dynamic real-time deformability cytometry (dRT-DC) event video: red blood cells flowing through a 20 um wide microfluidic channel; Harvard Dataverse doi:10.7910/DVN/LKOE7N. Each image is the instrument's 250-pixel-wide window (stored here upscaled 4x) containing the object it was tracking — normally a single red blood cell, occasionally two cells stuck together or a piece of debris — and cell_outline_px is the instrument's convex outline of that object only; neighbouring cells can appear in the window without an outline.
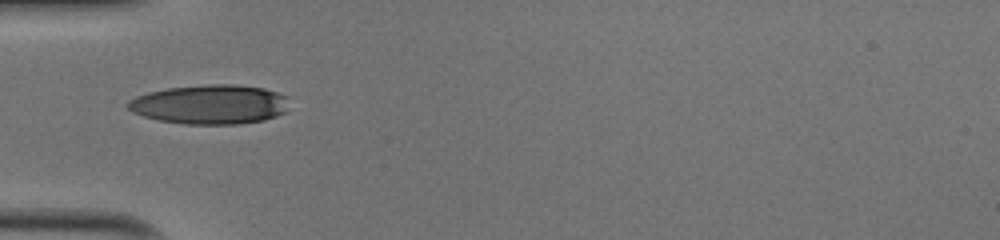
{"species": "human", "species_latin": "Homo sapiens", "temperature_condition": "cold", "stored_images_in_passage": 34, "camera_frame_rate_fps": 3000, "um_per_image_px": 0.085, "donor": {"sex": "male"}, "frame": {"image": 1, "passage_image": 1, "time_ms": 0.0, "image_size_px": [1000, 240], "cell_outline_px": [[288, 96], [284, 112], [276, 116], [264, 120], [240, 124], [184, 124], [160, 120], [144, 116], [132, 112], [124, 104], [128, 100], [136, 96], [148, 92], [168, 88], [208, 84], [232, 84], [264, 88]], "centroid_in_image_um": [17.82, 8.87], "position_along_channel_um": 67.2, "area_um2": 37.05}}
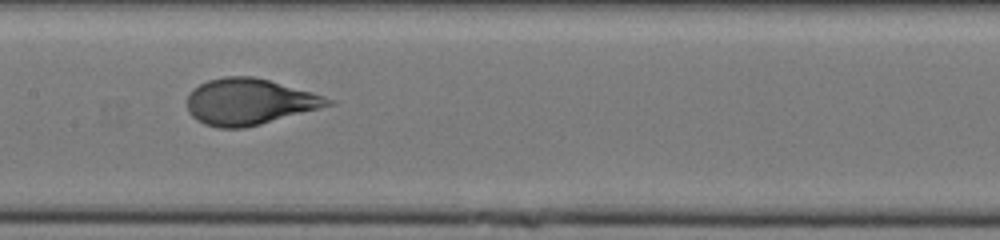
{"frame": {"image": 2, "passage_image": 10, "time_ms": 3.0, "image_size_px": [1000, 240], "cell_outline_px": [[336, 104], [260, 124], [244, 128], [216, 128], [204, 124], [196, 120], [188, 112], [188, 96], [200, 84], [208, 80], [224, 76], [252, 76], [268, 80], [312, 92], [336, 100]], "centroid_in_image_um": [21.21, 8.65], "position_along_channel_um": 186.2, "area_um2": 37.8}}
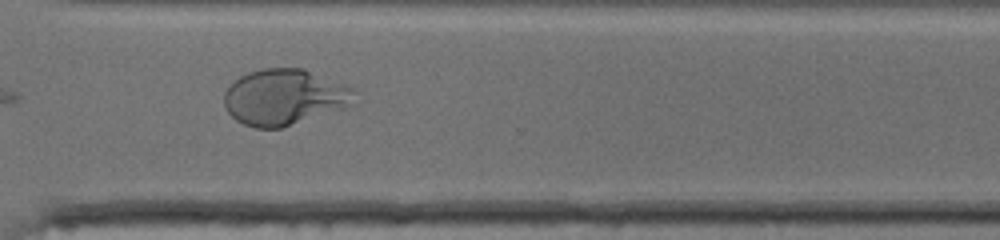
{"frame": {"image": 3, "passage_image": 22, "time_ms": 7.0, "image_size_px": [1000, 240], "cell_outline_px": [[356, 104], [280, 128], [256, 128], [244, 124], [236, 120], [228, 112], [224, 104], [224, 92], [240, 76], [248, 72], [264, 68], [304, 68], [356, 88]], "centroid_in_image_um": [24.22, 8.24], "position_along_channel_um": 346.4, "area_um2": 42.66}, "authors_computed_cell_mechanics": {"area_um2": 38.1191, "velocity_mm_per_s": 4.0084, "shape_relaxation_time_tau1_ms": 3.6744, "shape_relaxation_time_tau2_ms": null, "deformation_change_tau1": 0.2125, "deformation_change_tau2": null}}